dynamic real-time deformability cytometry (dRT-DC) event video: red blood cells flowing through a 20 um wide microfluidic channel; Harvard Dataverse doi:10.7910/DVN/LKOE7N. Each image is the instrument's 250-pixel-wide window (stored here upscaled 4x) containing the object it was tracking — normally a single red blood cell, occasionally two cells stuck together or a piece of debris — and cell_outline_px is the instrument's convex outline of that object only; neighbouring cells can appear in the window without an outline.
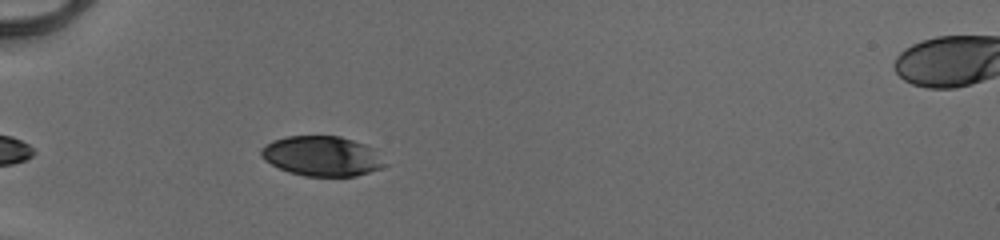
{"species": "human", "species_latin": "Homo sapiens", "temperature_condition": "cold", "stored_images_in_passage": 39, "camera_frame_rate_fps": 3000, "um_per_image_px": 0.085, "donor": {"sex": "male"}, "frame": {"image": 1, "passage_image": 5, "time_ms": 1.333, "image_size_px": [1000, 240], "cell_outline_px": [[388, 164], [380, 168], [356, 176], [304, 176], [288, 172], [264, 160], [260, 156], [260, 148], [264, 144], [272, 140], [288, 136], [340, 136], [376, 148]], "centroid_in_image_um": [27.37, 13.26], "position_along_channel_um": 57.6, "area_um2": 29.07}}
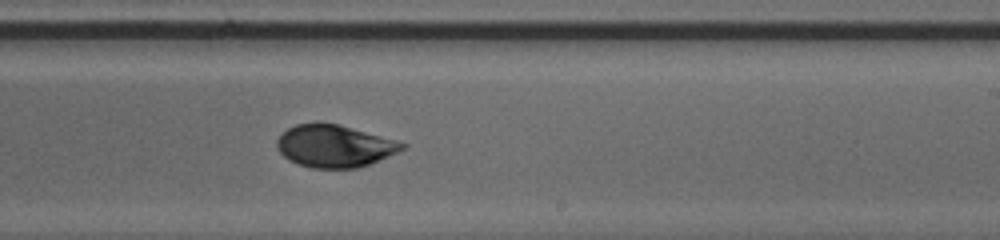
{"frame": {"image": 2, "passage_image": 21, "time_ms": 6.667, "image_size_px": [1000, 240], "cell_outline_px": [[408, 148], [380, 160], [360, 168], [312, 168], [296, 164], [288, 160], [276, 148], [276, 140], [288, 128], [296, 124], [320, 120], [340, 124], [396, 140], [408, 144]], "centroid_in_image_um": [28.44, 12.4], "position_along_channel_um": 260.6, "area_um2": 31.62}}
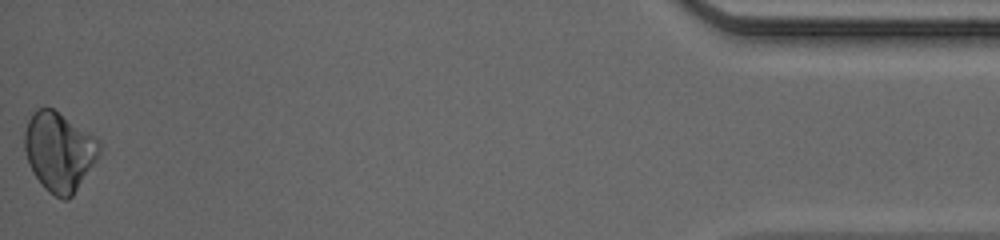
{"frame": {"image": 3, "passage_image": 39, "time_ms": 12.667, "image_size_px": [1000, 240], "cell_outline_px": [[100, 152], [96, 160], [72, 196], [68, 200], [64, 200], [48, 192], [44, 188], [32, 172], [28, 164], [24, 148], [24, 132], [28, 120], [32, 112], [36, 108], [52, 108], [96, 136], [100, 140]], "centroid_in_image_um": [5.01, 12.88], "position_along_channel_um": 430.2, "area_um2": 34.56}, "authors_computed_cell_mechanics": {"area_um2": 31.2698, "velocity_mm_per_s": 4.1319, "shape_relaxation_time_tau1_ms": 4.1866, "shape_relaxation_time_tau2_ms": 1.8266, "deformation_change_tau1": 0.1087, "deformation_change_tau2": 0.0254}}